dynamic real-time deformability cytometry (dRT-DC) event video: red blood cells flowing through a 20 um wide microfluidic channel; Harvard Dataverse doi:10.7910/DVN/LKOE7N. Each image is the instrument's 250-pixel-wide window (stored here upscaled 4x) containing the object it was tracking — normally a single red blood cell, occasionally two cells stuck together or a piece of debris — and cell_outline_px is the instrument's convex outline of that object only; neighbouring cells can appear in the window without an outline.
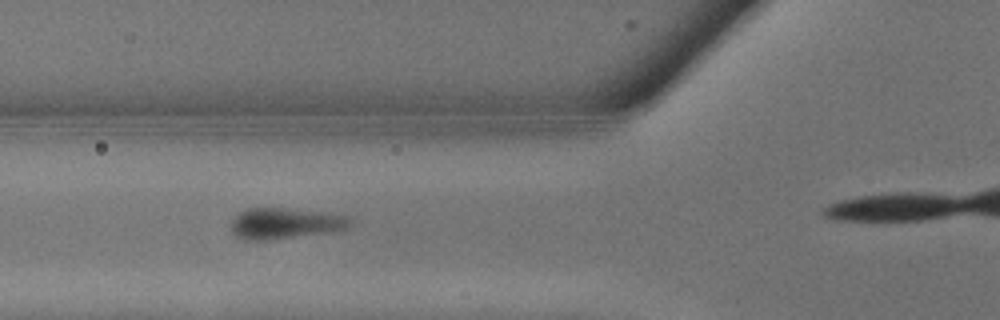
{"species": "common noctule bat (a hibernating species)", "species_latin": "Nyctalus noctula", "temperature_condition": "warm", "stored_images_in_passage": 10, "segment_of_instrument_passage": [1, 2], "camera_frame_rate_fps": 3000, "um_per_image_px": 0.085, "animal": {"sex": "male", "body_mass_g": 13.3}, "frame": {"image": 1, "passage_image": 6, "time_ms": 1.667, "image_size_px": [1000, 320], "cell_outline_px": [[356, 220], [348, 228], [340, 232], [268, 240], [244, 240], [236, 236], [232, 232], [232, 220], [240, 212], [248, 208], [284, 208], [320, 212], [352, 216]], "centroid_in_image_um": [24.36, 19.0], "position_along_channel_um": 101.4, "area_um2": 22.02}}
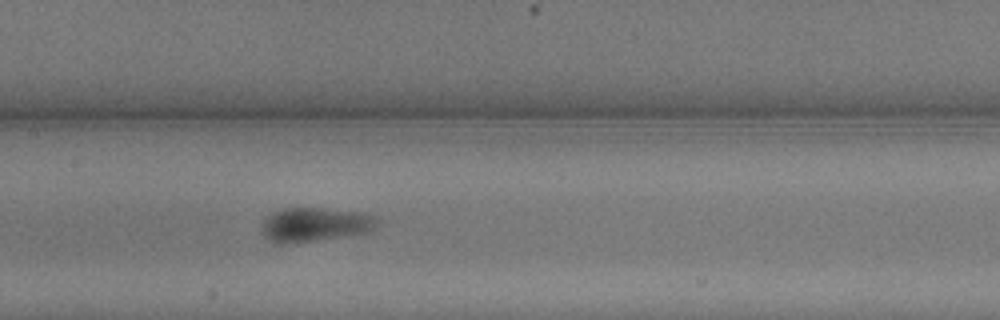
{"frame": {"image": 2, "passage_image": 9, "time_ms": 2.667, "image_size_px": [1000, 320], "cell_outline_px": [[380, 220], [372, 228], [364, 232], [284, 244], [268, 240], [260, 232], [260, 228], [264, 220], [272, 212], [284, 208], [324, 208], [364, 212], [380, 216]], "centroid_in_image_um": [26.74, 19.05], "position_along_channel_um": 180.7, "area_um2": 22.72}}